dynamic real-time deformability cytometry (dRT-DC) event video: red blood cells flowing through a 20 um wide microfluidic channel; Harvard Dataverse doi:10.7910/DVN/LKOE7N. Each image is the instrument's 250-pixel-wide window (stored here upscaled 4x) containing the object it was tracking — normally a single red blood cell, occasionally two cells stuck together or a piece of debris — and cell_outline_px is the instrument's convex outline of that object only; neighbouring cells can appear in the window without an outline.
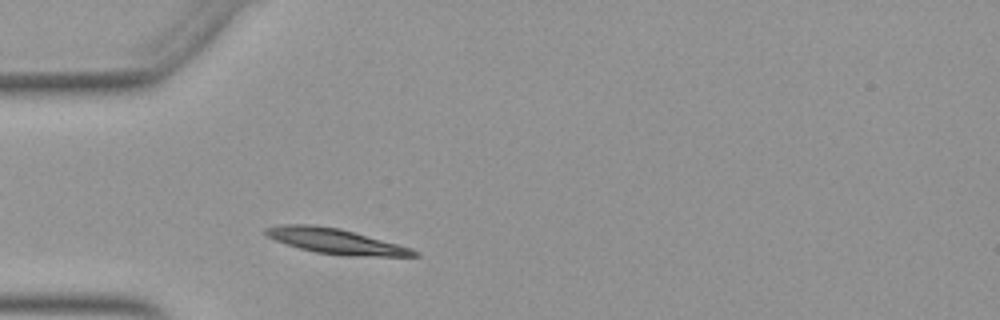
{"species": "Egyptian fruit bat (a non-hibernating species)", "species_latin": "Rousettus aegyptiacus", "temperature_condition": "warm", "stored_images_in_passage": 37, "camera_frame_rate_fps": 3000, "um_per_image_px": 0.085, "animal": {"sex": "female"}, "frame": {"image": 1, "passage_image": 4, "time_ms": 1.0, "image_size_px": [1000, 320], "cell_outline_px": [[420, 256], [348, 256], [316, 252], [300, 248], [276, 240], [268, 236], [264, 232], [264, 228], [284, 224], [308, 224], [340, 228], [412, 248], [420, 252]], "centroid_in_image_um": [28.57, 20.5], "position_along_channel_um": 56.4, "area_um2": 21.62}}
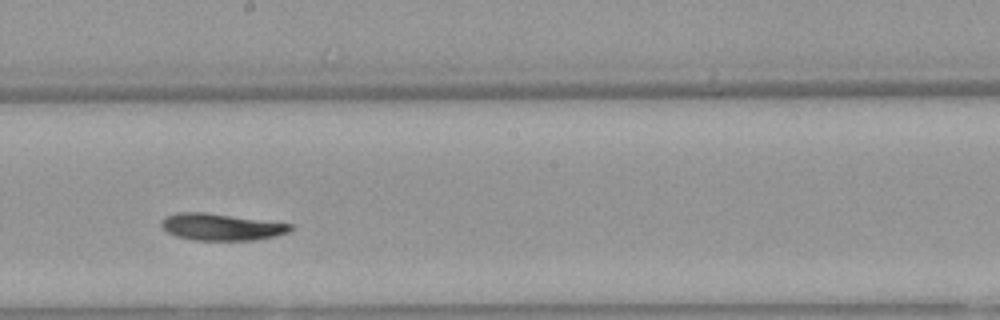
{"frame": {"image": 2, "passage_image": 18, "time_ms": 5.667, "image_size_px": [1000, 320], "cell_outline_px": [[292, 228], [288, 232], [276, 236], [256, 240], [192, 240], [176, 236], [168, 232], [160, 224], [160, 220], [164, 216], [176, 212], [204, 212], [292, 224]], "centroid_in_image_um": [18.76, 19.29], "position_along_channel_um": 229.4, "area_um2": 20.17}}
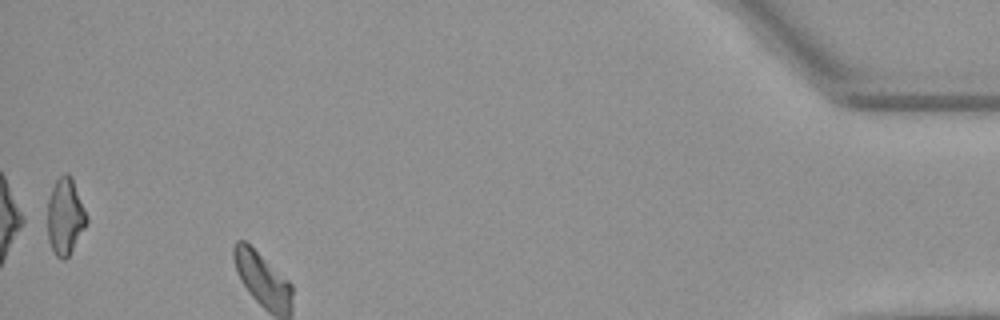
{"frame": {"image": 3, "passage_image": 37, "time_ms": 12.0, "image_size_px": [1000, 320], "cell_outline_px": [[88, 220], [84, 228], [68, 256], [64, 260], [60, 260], [56, 256], [48, 240], [48, 200], [52, 188], [56, 180], [64, 172], [68, 172], [72, 176], [88, 216]], "centroid_in_image_um": [5.54, 18.36], "position_along_channel_um": 429.7, "area_um2": 17.46}, "authors_computed_cell_mechanics": {"area_um2": 20.2878, "velocity_mm_per_s": 3.8849, "shape_relaxation_time_tau1_ms": 3.6473, "shape_relaxation_time_tau2_ms": null, "deformation_change_tau1": 0.1286, "deformation_change_tau2": null}}